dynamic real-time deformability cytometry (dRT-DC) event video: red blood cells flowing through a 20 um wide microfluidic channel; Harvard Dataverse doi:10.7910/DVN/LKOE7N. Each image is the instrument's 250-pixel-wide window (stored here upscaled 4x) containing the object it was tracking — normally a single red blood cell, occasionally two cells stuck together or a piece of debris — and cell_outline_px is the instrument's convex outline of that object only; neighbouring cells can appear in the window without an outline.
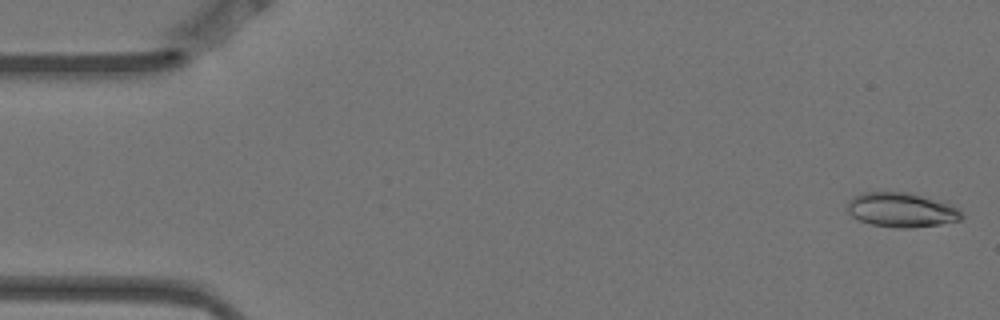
{"species": "Egyptian fruit bat (a non-hibernating species)", "species_latin": "Rousettus aegyptiacus", "temperature_condition": "warm", "stored_images_in_passage": 4, "camera_frame_rate_fps": 3000, "um_per_image_px": 0.085, "animal": {"sex": "female"}, "frame": {"image": 1, "passage_image": 1, "time_ms": 0.0, "image_size_px": [1000, 320], "cell_outline_px": [[964, 216], [960, 220], [940, 224], [912, 228], [896, 228], [872, 224], [856, 220], [848, 212], [848, 200], [852, 196], [864, 192], [908, 192], [948, 200]], "centroid_in_image_um": [76.65, 17.82], "position_along_channel_um": 8.3, "area_um2": 23.52}}
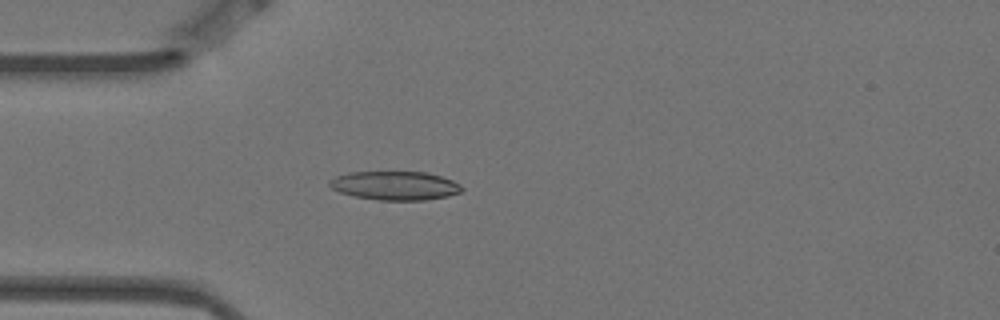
{"frame": {"image": 2, "passage_image": 4, "time_ms": 1.0, "image_size_px": [1000, 320], "cell_outline_px": [[464, 188], [460, 192], [448, 196], [424, 200], [380, 200], [352, 196], [340, 192], [332, 188], [328, 184], [328, 180], [336, 176], [348, 172], [428, 172], [452, 180], [460, 184]], "centroid_in_image_um": [33.56, 15.77], "position_along_channel_um": 51.4, "area_um2": 22.25}}